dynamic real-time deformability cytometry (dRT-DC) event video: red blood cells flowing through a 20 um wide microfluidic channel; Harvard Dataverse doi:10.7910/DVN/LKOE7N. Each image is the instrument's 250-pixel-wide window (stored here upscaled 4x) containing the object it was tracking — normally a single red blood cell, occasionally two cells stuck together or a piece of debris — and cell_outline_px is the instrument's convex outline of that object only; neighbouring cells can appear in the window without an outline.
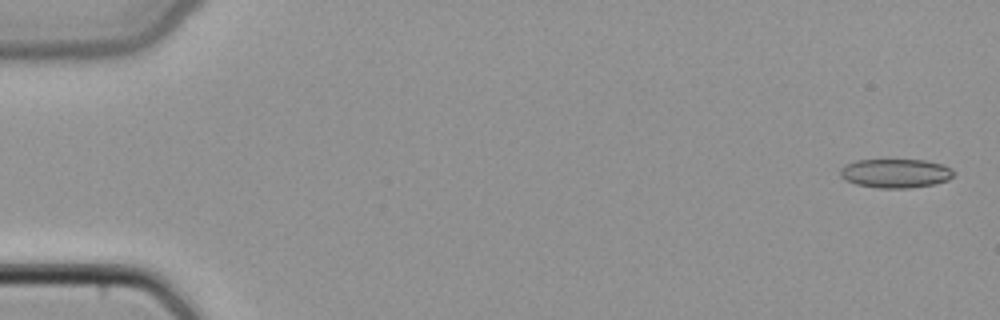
{"species": "common noctule bat (a hibernating species)", "species_latin": "Nyctalus noctula", "temperature_condition": "cold", "stored_images_in_passage": 49, "camera_frame_rate_fps": 3000, "um_per_image_px": 0.085, "animal": {"sex": "female", "body_mass_g": 22.7, "forearm_length_mm": 54.2}, "frame": {"image": 1, "passage_image": 2, "time_ms": 0.333, "image_size_px": [1000, 320], "cell_outline_px": [[956, 172], [948, 180], [936, 184], [908, 188], [880, 188], [856, 184], [844, 180], [840, 176], [840, 168], [856, 160], [924, 160], [944, 164], [952, 168]], "centroid_in_image_um": [76.15, 14.73], "position_along_channel_um": 8.8, "area_um2": 19.31}}
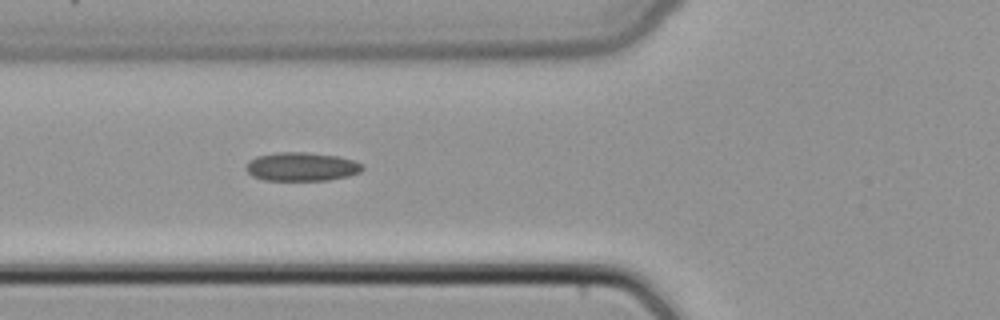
{"frame": {"image": 2, "passage_image": 19, "time_ms": 6.0, "image_size_px": [1000, 320], "cell_outline_px": [[364, 168], [360, 172], [348, 176], [328, 180], [264, 180], [252, 176], [244, 168], [248, 160], [256, 156], [276, 152], [304, 152], [340, 156], [364, 164]], "centroid_in_image_um": [25.62, 14.16], "position_along_channel_um": 100.2, "area_um2": 19.65}}
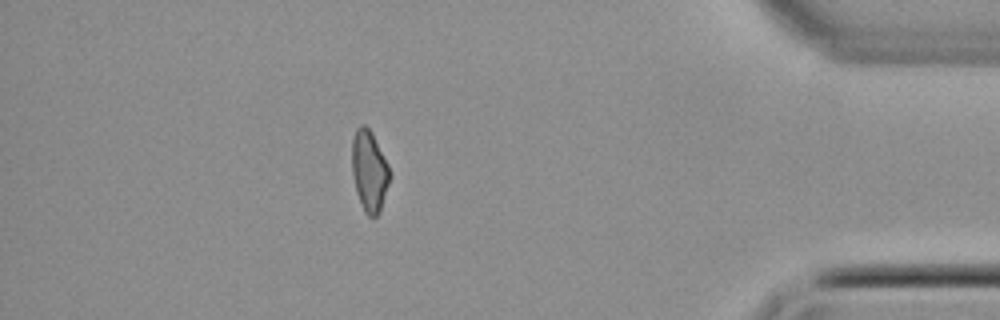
{"frame": {"image": 3, "passage_image": 43, "time_ms": 14.0, "image_size_px": [1000, 320], "cell_outline_px": [[392, 176], [380, 212], [376, 216], [368, 216], [364, 212], [356, 192], [352, 172], [352, 140], [356, 128], [360, 124], [364, 124], [372, 132], [388, 164]], "centroid_in_image_um": [31.4, 14.54], "position_along_channel_um": 403.8, "area_um2": 18.09}}